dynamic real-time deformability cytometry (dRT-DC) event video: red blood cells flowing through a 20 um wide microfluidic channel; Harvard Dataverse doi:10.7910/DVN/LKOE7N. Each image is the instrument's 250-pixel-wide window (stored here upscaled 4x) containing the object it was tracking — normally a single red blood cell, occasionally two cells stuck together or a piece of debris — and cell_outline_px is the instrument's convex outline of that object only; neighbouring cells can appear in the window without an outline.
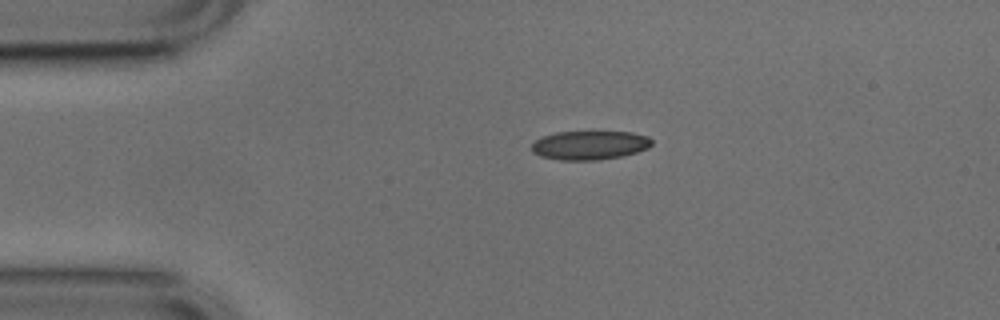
{"species": "common noctule bat (a hibernating species)", "species_latin": "Nyctalus noctula", "temperature_condition": "cold", "stored_images_in_passage": 43, "camera_frame_rate_fps": 3000, "um_per_image_px": 0.085, "animal": {"sex": "male", "body_mass_g": 17.9, "forearm_length_mm": 54.2}, "frame": {"image": 1, "passage_image": 1, "time_ms": 0.0, "image_size_px": [1000, 320], "cell_outline_px": [[652, 144], [648, 148], [636, 152], [620, 156], [600, 160], [560, 160], [540, 156], [532, 152], [532, 144], [540, 136], [556, 132], [632, 132], [648, 136], [652, 140]], "centroid_in_image_um": [50.11, 12.34], "position_along_channel_um": 34.9, "area_um2": 20.29}}
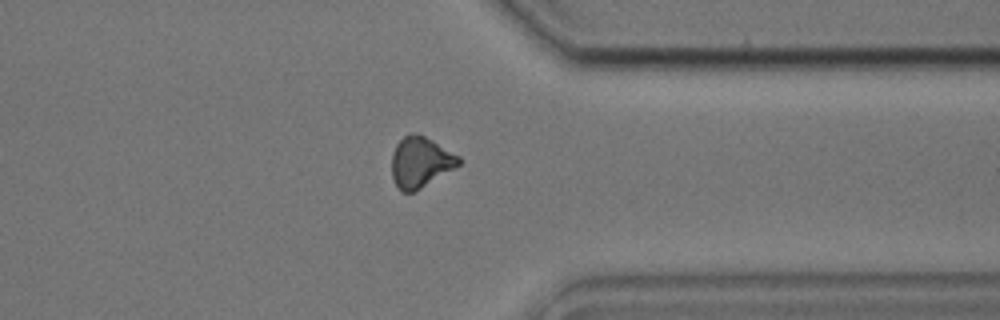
{"frame": {"image": 2, "passage_image": 31, "time_ms": 10.0, "image_size_px": [1000, 320], "cell_outline_px": [[460, 164], [416, 192], [400, 192], [392, 176], [392, 152], [396, 144], [404, 136], [412, 132], [416, 132], [432, 140], [460, 156]], "centroid_in_image_um": [35.72, 13.79], "position_along_channel_um": 375.7, "area_um2": 19.83}}
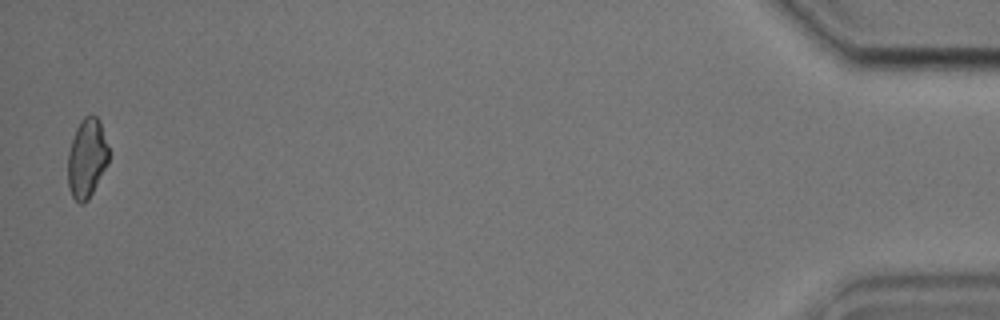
{"frame": {"image": 3, "passage_image": 42, "time_ms": 13.667, "image_size_px": [1000, 320], "cell_outline_px": [[108, 164], [88, 200], [84, 204], [80, 204], [72, 196], [68, 188], [68, 152], [76, 128], [80, 120], [84, 116], [96, 116], [100, 120], [108, 148]], "centroid_in_image_um": [7.37, 13.46], "position_along_channel_um": 427.8, "area_um2": 18.84}, "authors_computed_cell_mechanics": {"area_um2": 19.941, "velocity_mm_per_s": 3.7863, "shape_relaxation_time_tau1_ms": 4.7388, "shape_relaxation_time_tau2_ms": 3.9488, "deformation_change_tau1": 0.1004, "deformation_change_tau2": 0.0999}}